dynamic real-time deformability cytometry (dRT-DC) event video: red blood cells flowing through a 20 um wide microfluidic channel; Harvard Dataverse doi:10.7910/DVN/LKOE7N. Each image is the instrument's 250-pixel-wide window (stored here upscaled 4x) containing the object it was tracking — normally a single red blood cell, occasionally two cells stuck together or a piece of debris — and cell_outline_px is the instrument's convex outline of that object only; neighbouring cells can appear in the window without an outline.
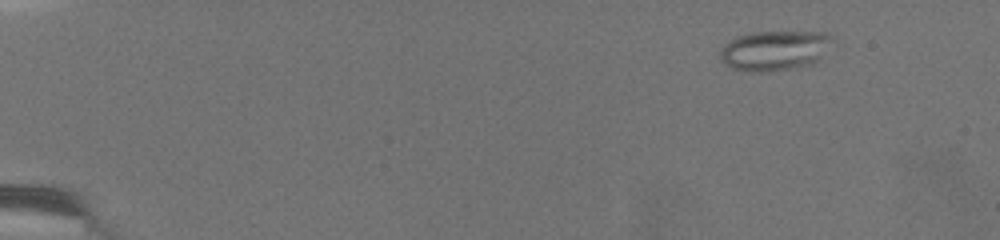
{"species": "common noctule bat (a hibernating species)", "species_latin": "Nyctalus noctula", "temperature_condition": "warm", "stored_images_in_passage": 36, "camera_frame_rate_fps": 3000, "um_per_image_px": 0.085, "animal": {"sex": "female", "body_mass_g": 19.5, "forearm_length_mm": 54.1}, "frame": {"image": 1, "passage_image": 1, "time_ms": 0.0, "image_size_px": [1000, 240], "cell_outline_px": [[836, 36], [816, 60], [812, 64], [768, 72], [752, 72], [732, 68], [724, 64], [720, 60], [720, 48], [724, 44], [740, 36], [756, 32], [824, 32]], "centroid_in_image_um": [65.81, 4.29], "position_along_channel_um": 19.2, "area_um2": 25.84}}
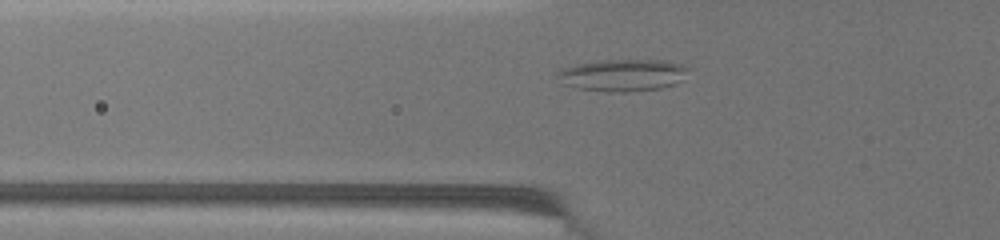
{"frame": {"image": 2, "passage_image": 30, "time_ms": 4.667, "image_size_px": [1000, 240], "cell_outline_px": [[692, 68], [684, 80], [676, 84], [660, 88], [624, 92], [604, 92], [576, 88], [564, 84], [556, 76], [556, 72], [564, 68], [576, 64], [592, 60], [660, 60], [680, 64]], "centroid_in_image_um": [52.95, 6.39], "position_along_channel_um": 72.8, "area_um2": 24.85}}